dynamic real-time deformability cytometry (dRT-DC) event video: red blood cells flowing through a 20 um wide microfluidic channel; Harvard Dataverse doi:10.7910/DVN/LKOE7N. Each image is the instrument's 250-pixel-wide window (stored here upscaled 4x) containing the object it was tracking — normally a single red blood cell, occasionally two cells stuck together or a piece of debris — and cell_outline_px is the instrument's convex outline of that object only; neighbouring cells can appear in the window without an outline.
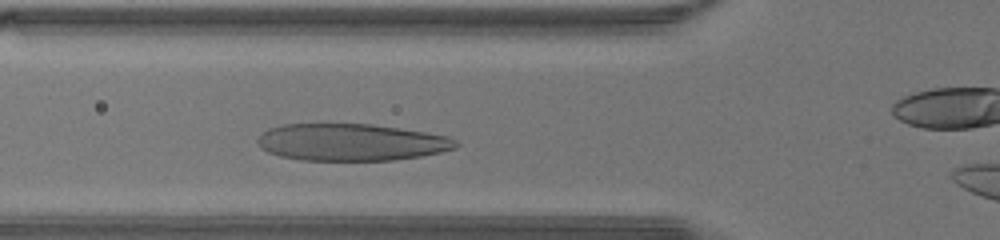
{"species": "human", "species_latin": "Homo sapiens", "temperature_condition": "warm", "stored_images_in_passage": 24, "camera_frame_rate_fps": 3000, "um_per_image_px": 0.085, "donor": {"sex": "male"}, "frame": {"image": 1, "passage_image": 5, "time_ms": 1.333, "image_size_px": [1000, 240], "cell_outline_px": [[460, 144], [456, 148], [440, 152], [420, 156], [396, 160], [300, 160], [280, 156], [268, 152], [260, 148], [256, 140], [268, 128], [280, 124], [372, 124], [400, 128], [448, 136], [456, 140]], "centroid_in_image_um": [29.84, 12.09], "position_along_channel_um": 96.0, "area_um2": 42.89}}
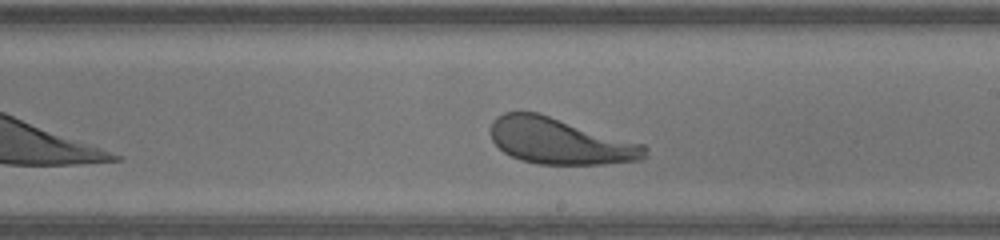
{"frame": {"image": 2, "passage_image": 14, "time_ms": 4.333, "image_size_px": [1000, 240], "cell_outline_px": [[648, 156], [640, 160], [604, 164], [540, 164], [520, 160], [504, 152], [492, 140], [488, 132], [488, 128], [492, 120], [496, 116], [504, 112], [536, 112], [644, 144], [648, 148]], "centroid_in_image_um": [47.57, 12.0], "position_along_channel_um": 241.4, "area_um2": 41.56}}
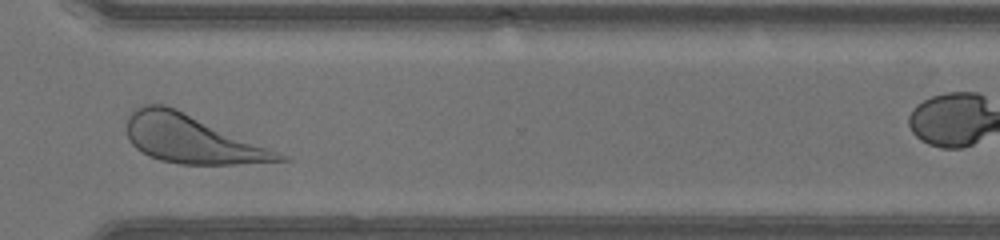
{"frame": {"image": 3, "passage_image": 21, "time_ms": 6.667, "image_size_px": [1000, 240], "cell_outline_px": [[292, 160], [236, 164], [180, 164], [160, 160], [148, 156], [140, 152], [128, 140], [124, 128], [128, 116], [132, 108], [140, 104], [164, 104], [176, 108], [292, 156]], "centroid_in_image_um": [16.3, 11.81], "position_along_channel_um": 354.3, "area_um2": 43.7}}